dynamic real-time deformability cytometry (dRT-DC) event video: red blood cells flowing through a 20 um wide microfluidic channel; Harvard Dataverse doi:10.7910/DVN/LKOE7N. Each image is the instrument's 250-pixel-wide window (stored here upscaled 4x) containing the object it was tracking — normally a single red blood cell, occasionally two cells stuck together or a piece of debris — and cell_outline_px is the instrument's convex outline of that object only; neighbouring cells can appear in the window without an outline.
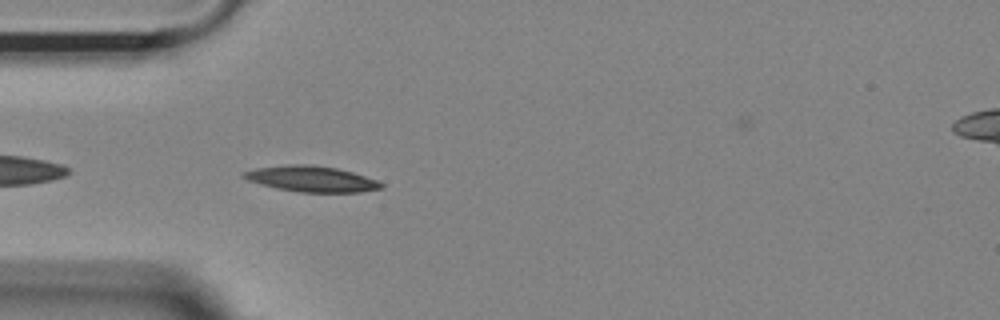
{"species": "Egyptian fruit bat (a non-hibernating species)", "species_latin": "Rousettus aegyptiacus", "temperature_condition": "room temperature", "stored_images_in_passage": 41, "camera_frame_rate_fps": 3000, "um_per_image_px": 0.085, "animal": {"sex": "female"}, "frame": {"image": 1, "passage_image": 3, "time_ms": 0.667, "image_size_px": [1000, 320], "cell_outline_px": [[384, 188], [360, 192], [300, 192], [276, 188], [260, 184], [248, 180], [240, 176], [240, 172], [256, 168], [292, 164], [312, 164], [336, 168], [352, 172], [376, 180], [384, 184]], "centroid_in_image_um": [26.45, 15.2], "position_along_channel_um": 58.6, "area_um2": 20.69}}
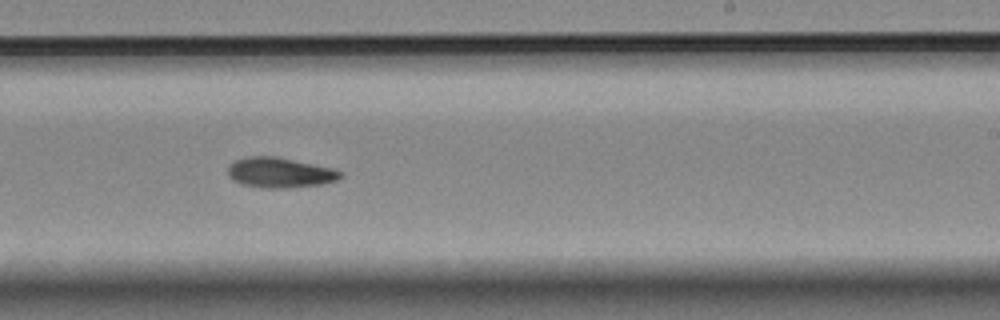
{"frame": {"image": 2, "passage_image": 20, "time_ms": 6.333, "image_size_px": [1000, 320], "cell_outline_px": [[340, 176], [336, 180], [320, 184], [284, 188], [264, 188], [240, 184], [232, 180], [228, 176], [228, 168], [236, 160], [248, 156], [276, 156], [332, 168], [340, 172]], "centroid_in_image_um": [23.72, 14.67], "position_along_channel_um": 265.3, "area_um2": 19.54}}
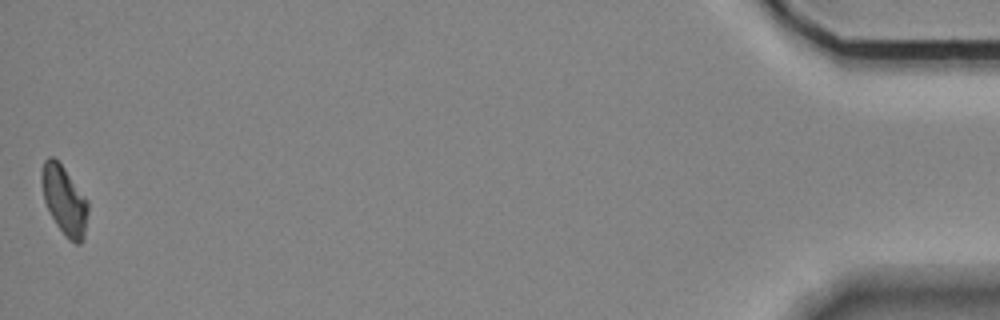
{"frame": {"image": 3, "passage_image": 41, "time_ms": 13.333, "image_size_px": [1000, 320], "cell_outline_px": [[88, 212], [84, 240], [80, 244], [76, 244], [68, 240], [64, 236], [56, 224], [44, 200], [40, 176], [44, 160], [48, 156], [52, 156], [64, 168], [88, 200]], "centroid_in_image_um": [5.48, 17.06], "position_along_channel_um": 429.7, "area_um2": 18.67}, "authors_computed_cell_mechanics": {"area_um2": 19.0162, "velocity_mm_per_s": 3.6828, "shape_relaxation_time_tau1_ms": null, "shape_relaxation_time_tau2_ms": 11.2702, "deformation_change_tau1": null, "deformation_change_tau2": 0.1766}}